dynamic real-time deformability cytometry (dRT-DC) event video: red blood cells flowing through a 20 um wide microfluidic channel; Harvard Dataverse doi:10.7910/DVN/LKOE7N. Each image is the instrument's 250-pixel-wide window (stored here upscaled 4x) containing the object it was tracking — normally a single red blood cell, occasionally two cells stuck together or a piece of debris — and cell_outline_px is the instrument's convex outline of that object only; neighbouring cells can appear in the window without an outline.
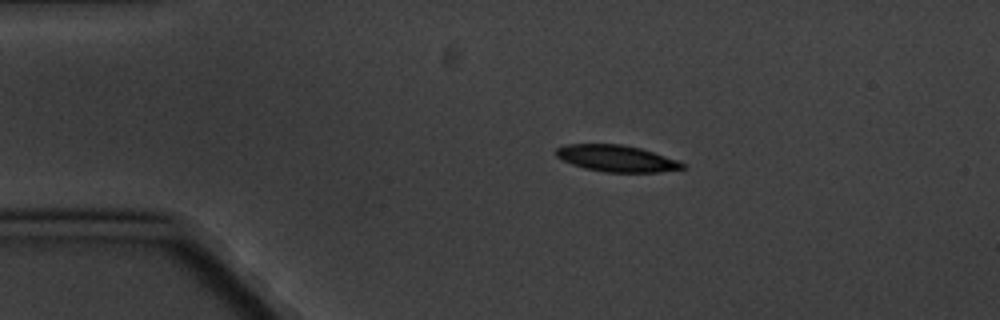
{"species": "common noctule bat (a hibernating species)", "species_latin": "Nyctalus noctula", "temperature_condition": "cold", "stored_images_in_passage": 8, "camera_frame_rate_fps": 3000, "um_per_image_px": 0.085, "animal": {"sex": "male", "body_mass_g": 20.1, "forearm_length_mm": 53.5}, "frame": {"image": 1, "passage_image": 2, "time_ms": 2.0, "image_size_px": [1000, 320], "cell_outline_px": [[684, 168], [660, 172], [604, 172], [584, 168], [572, 164], [556, 156], [556, 148], [564, 144], [620, 144], [640, 148], [676, 160], [684, 164]], "centroid_in_image_um": [52.36, 13.46], "position_along_channel_um": 32.6, "area_um2": 19.31}}
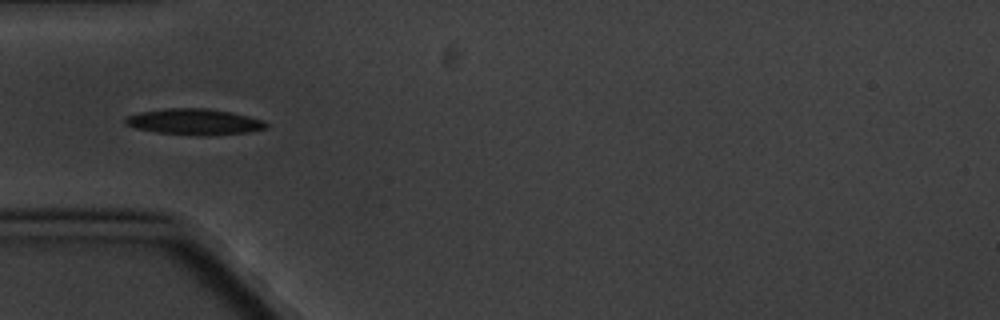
{"frame": {"image": 2, "passage_image": 4, "time_ms": 4.333, "image_size_px": [1000, 320], "cell_outline_px": [[268, 128], [248, 132], [208, 136], [196, 136], [156, 132], [136, 128], [124, 124], [124, 116], [140, 112], [168, 108], [204, 108], [228, 112], [248, 116], [264, 120], [268, 124]], "centroid_in_image_um": [16.5, 10.36], "position_along_channel_um": 68.5, "area_um2": 21.5}}
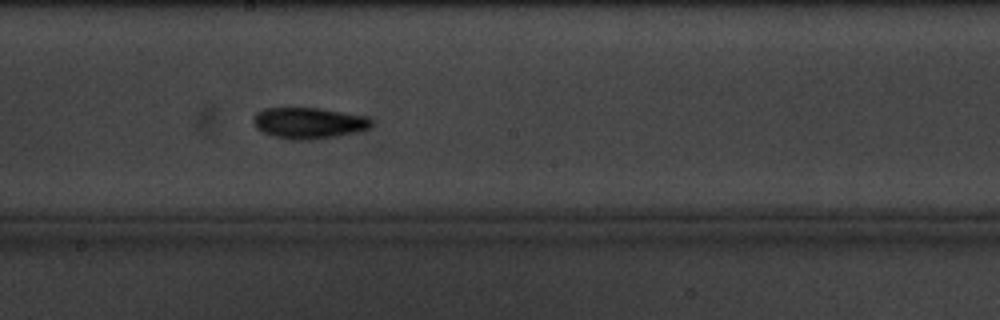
{"frame": {"image": 3, "passage_image": 8, "time_ms": 9.0, "image_size_px": [1000, 320], "cell_outline_px": [[372, 124], [368, 128], [356, 132], [316, 140], [288, 140], [272, 136], [256, 128], [252, 120], [252, 116], [256, 112], [264, 108], [320, 108], [368, 116], [372, 120]], "centroid_in_image_um": [26.21, 10.46], "position_along_channel_um": 222.0, "area_um2": 21.73}}